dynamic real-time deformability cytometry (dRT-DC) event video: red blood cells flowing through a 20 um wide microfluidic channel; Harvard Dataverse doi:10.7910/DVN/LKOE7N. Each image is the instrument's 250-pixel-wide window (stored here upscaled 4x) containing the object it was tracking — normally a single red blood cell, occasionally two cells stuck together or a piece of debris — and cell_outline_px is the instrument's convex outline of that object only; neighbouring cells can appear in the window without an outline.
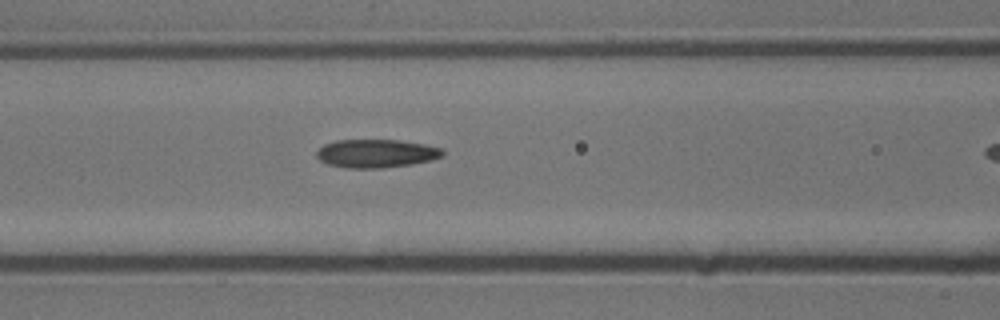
{"species": "common noctule bat (a hibernating species)", "species_latin": "Nyctalus noctula", "temperature_condition": "cold", "stored_images_in_passage": 6, "segment_of_instrument_passage": [1, 2], "camera_frame_rate_fps": 3000, "um_per_image_px": 0.085, "animal": {"sex": "male", "body_mass_g": 13.3}, "frame": {"image": 1, "passage_image": 5, "time_ms": 1.333, "image_size_px": [1000, 320], "cell_outline_px": [[444, 156], [432, 160], [384, 168], [344, 168], [328, 164], [320, 160], [316, 156], [316, 152], [324, 144], [336, 140], [400, 140], [424, 144], [440, 148], [444, 152]], "centroid_in_image_um": [31.96, 13.04], "position_along_channel_um": 134.6, "area_um2": 20.81}}